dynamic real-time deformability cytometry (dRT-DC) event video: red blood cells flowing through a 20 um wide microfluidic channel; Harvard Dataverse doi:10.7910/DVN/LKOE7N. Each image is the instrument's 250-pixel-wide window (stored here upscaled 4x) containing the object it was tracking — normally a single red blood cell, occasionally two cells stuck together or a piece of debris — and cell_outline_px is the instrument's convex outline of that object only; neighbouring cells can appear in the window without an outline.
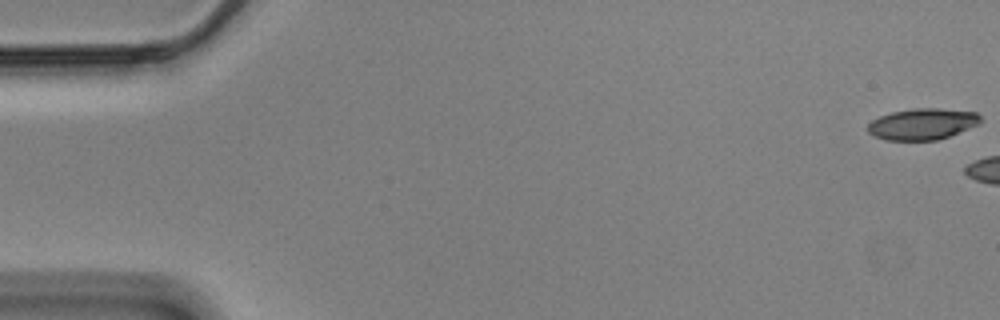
{"species": "Egyptian fruit bat (a non-hibernating species)", "species_latin": "Rousettus aegyptiacus", "temperature_condition": "cold", "stored_images_in_passage": 16, "camera_frame_rate_fps": 3000, "um_per_image_px": 0.085, "animal": {"sex": "male"}, "frame": {"image": 1, "passage_image": 1, "time_ms": 0.0, "image_size_px": [1000, 320], "cell_outline_px": [[984, 120], [980, 124], [948, 136], [936, 140], [884, 140], [868, 132], [868, 124], [872, 120], [880, 116], [892, 112], [912, 108], [940, 108], [976, 112]], "centroid_in_image_um": [78.43, 10.53], "position_along_channel_um": 6.6, "area_um2": 20.58}}